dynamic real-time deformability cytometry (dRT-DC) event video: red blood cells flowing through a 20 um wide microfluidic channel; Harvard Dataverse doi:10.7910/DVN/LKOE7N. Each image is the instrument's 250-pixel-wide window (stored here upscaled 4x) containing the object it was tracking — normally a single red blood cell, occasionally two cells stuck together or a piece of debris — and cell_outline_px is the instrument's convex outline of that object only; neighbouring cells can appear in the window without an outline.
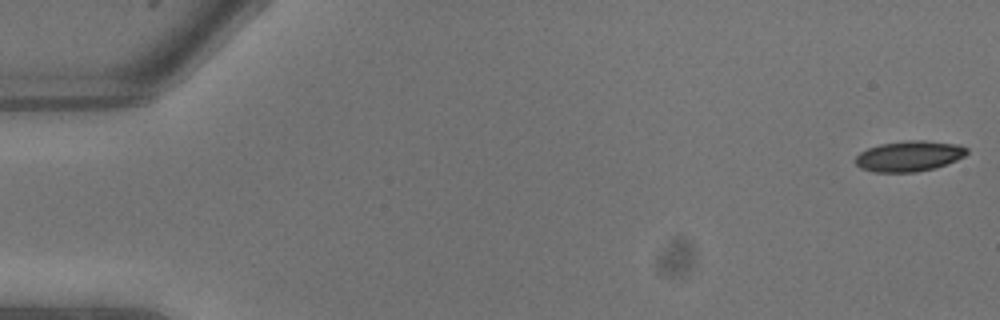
{"species": "common noctule bat (a hibernating species)", "species_latin": "Nyctalus noctula", "temperature_condition": "warm", "stored_images_in_passage": 9, "camera_frame_rate_fps": 3000, "um_per_image_px": 0.085, "animal": {"sex": "male", "body_mass_g": 13.3}, "frame": {"image": 1, "passage_image": 1, "time_ms": 0.0, "image_size_px": [1000, 320], "cell_outline_px": [[968, 152], [964, 156], [956, 160], [936, 168], [916, 172], [872, 172], [860, 168], [856, 164], [856, 156], [860, 152], [868, 148], [880, 144], [908, 140], [924, 140], [956, 144], [968, 148]], "centroid_in_image_um": [77.27, 13.27], "position_along_channel_um": 7.7, "area_um2": 19.88}}
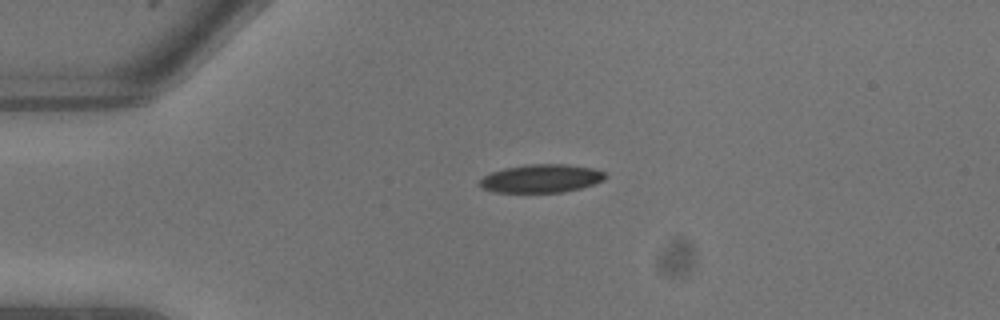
{"frame": {"image": 2, "passage_image": 6, "time_ms": 1.667, "image_size_px": [1000, 320], "cell_outline_px": [[608, 176], [604, 180], [580, 188], [560, 192], [492, 192], [480, 188], [480, 180], [484, 176], [492, 172], [504, 168], [524, 164], [568, 164], [592, 168], [604, 172]], "centroid_in_image_um": [45.99, 15.16], "position_along_channel_um": 39.0, "area_um2": 20.69}}
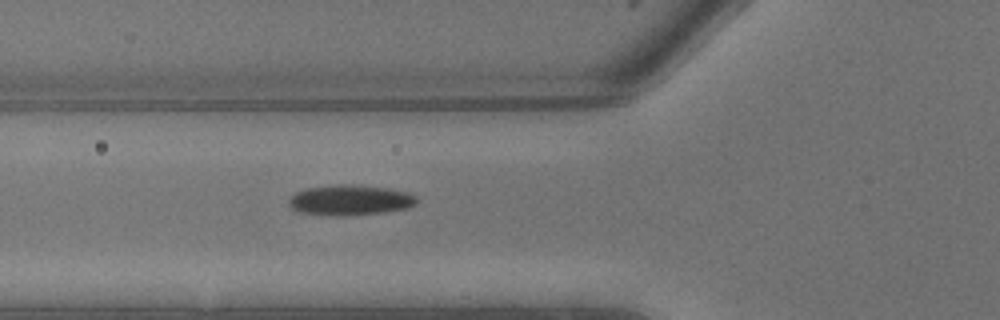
{"frame": {"image": 3, "passage_image": 9, "time_ms": 2.667, "image_size_px": [1000, 320], "cell_outline_px": [[416, 204], [408, 208], [384, 212], [344, 216], [328, 216], [296, 212], [288, 204], [288, 200], [296, 192], [308, 188], [336, 184], [352, 184], [388, 188], [408, 192], [416, 196]], "centroid_in_image_um": [29.74, 17.02], "position_along_channel_um": 96.1, "area_um2": 22.89}}